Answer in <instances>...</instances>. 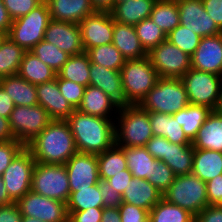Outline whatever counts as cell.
I'll return each instance as SVG.
<instances>
[{"mask_svg":"<svg viewBox=\"0 0 222 222\" xmlns=\"http://www.w3.org/2000/svg\"><path fill=\"white\" fill-rule=\"evenodd\" d=\"M148 112L173 115L189 105L187 93L180 78L159 77L155 86L139 104Z\"/></svg>","mask_w":222,"mask_h":222,"instance_id":"obj_4","label":"cell"},{"mask_svg":"<svg viewBox=\"0 0 222 222\" xmlns=\"http://www.w3.org/2000/svg\"><path fill=\"white\" fill-rule=\"evenodd\" d=\"M94 11L111 12L114 7V0H90Z\"/></svg>","mask_w":222,"mask_h":222,"instance_id":"obj_61","label":"cell"},{"mask_svg":"<svg viewBox=\"0 0 222 222\" xmlns=\"http://www.w3.org/2000/svg\"><path fill=\"white\" fill-rule=\"evenodd\" d=\"M126 1H128V0H114V6H115L116 4L124 3V2H126Z\"/></svg>","mask_w":222,"mask_h":222,"instance_id":"obj_66","label":"cell"},{"mask_svg":"<svg viewBox=\"0 0 222 222\" xmlns=\"http://www.w3.org/2000/svg\"><path fill=\"white\" fill-rule=\"evenodd\" d=\"M101 222H121L119 209L104 207Z\"/></svg>","mask_w":222,"mask_h":222,"instance_id":"obj_60","label":"cell"},{"mask_svg":"<svg viewBox=\"0 0 222 222\" xmlns=\"http://www.w3.org/2000/svg\"><path fill=\"white\" fill-rule=\"evenodd\" d=\"M193 148L222 152V113L212 110L192 141Z\"/></svg>","mask_w":222,"mask_h":222,"instance_id":"obj_25","label":"cell"},{"mask_svg":"<svg viewBox=\"0 0 222 222\" xmlns=\"http://www.w3.org/2000/svg\"><path fill=\"white\" fill-rule=\"evenodd\" d=\"M195 222H222V206L208 205L195 216Z\"/></svg>","mask_w":222,"mask_h":222,"instance_id":"obj_52","label":"cell"},{"mask_svg":"<svg viewBox=\"0 0 222 222\" xmlns=\"http://www.w3.org/2000/svg\"><path fill=\"white\" fill-rule=\"evenodd\" d=\"M67 205V213L83 211L92 207H104L98 183L78 191H71Z\"/></svg>","mask_w":222,"mask_h":222,"instance_id":"obj_39","label":"cell"},{"mask_svg":"<svg viewBox=\"0 0 222 222\" xmlns=\"http://www.w3.org/2000/svg\"><path fill=\"white\" fill-rule=\"evenodd\" d=\"M60 93L66 98V100L71 104V106L77 110L81 104L85 86L80 85L76 82L62 79L56 76Z\"/></svg>","mask_w":222,"mask_h":222,"instance_id":"obj_45","label":"cell"},{"mask_svg":"<svg viewBox=\"0 0 222 222\" xmlns=\"http://www.w3.org/2000/svg\"><path fill=\"white\" fill-rule=\"evenodd\" d=\"M15 137L10 129L9 119L0 116V142L14 140Z\"/></svg>","mask_w":222,"mask_h":222,"instance_id":"obj_58","label":"cell"},{"mask_svg":"<svg viewBox=\"0 0 222 222\" xmlns=\"http://www.w3.org/2000/svg\"><path fill=\"white\" fill-rule=\"evenodd\" d=\"M66 121L78 152L98 155L116 144L115 119L75 110Z\"/></svg>","mask_w":222,"mask_h":222,"instance_id":"obj_1","label":"cell"},{"mask_svg":"<svg viewBox=\"0 0 222 222\" xmlns=\"http://www.w3.org/2000/svg\"><path fill=\"white\" fill-rule=\"evenodd\" d=\"M144 147L155 159L162 161L166 150V138L153 136Z\"/></svg>","mask_w":222,"mask_h":222,"instance_id":"obj_53","label":"cell"},{"mask_svg":"<svg viewBox=\"0 0 222 222\" xmlns=\"http://www.w3.org/2000/svg\"><path fill=\"white\" fill-rule=\"evenodd\" d=\"M192 174L205 183L222 174V152L194 148Z\"/></svg>","mask_w":222,"mask_h":222,"instance_id":"obj_30","label":"cell"},{"mask_svg":"<svg viewBox=\"0 0 222 222\" xmlns=\"http://www.w3.org/2000/svg\"><path fill=\"white\" fill-rule=\"evenodd\" d=\"M84 51L112 43L113 18L110 12L95 11L78 23Z\"/></svg>","mask_w":222,"mask_h":222,"instance_id":"obj_14","label":"cell"},{"mask_svg":"<svg viewBox=\"0 0 222 222\" xmlns=\"http://www.w3.org/2000/svg\"><path fill=\"white\" fill-rule=\"evenodd\" d=\"M180 79L184 84L189 104L203 105L216 110L222 76L191 68Z\"/></svg>","mask_w":222,"mask_h":222,"instance_id":"obj_9","label":"cell"},{"mask_svg":"<svg viewBox=\"0 0 222 222\" xmlns=\"http://www.w3.org/2000/svg\"><path fill=\"white\" fill-rule=\"evenodd\" d=\"M38 104L49 114L52 120H67L75 111L60 93L57 79L36 85Z\"/></svg>","mask_w":222,"mask_h":222,"instance_id":"obj_19","label":"cell"},{"mask_svg":"<svg viewBox=\"0 0 222 222\" xmlns=\"http://www.w3.org/2000/svg\"><path fill=\"white\" fill-rule=\"evenodd\" d=\"M86 53L92 64H99L115 71H120L126 61L112 43L90 48Z\"/></svg>","mask_w":222,"mask_h":222,"instance_id":"obj_40","label":"cell"},{"mask_svg":"<svg viewBox=\"0 0 222 222\" xmlns=\"http://www.w3.org/2000/svg\"><path fill=\"white\" fill-rule=\"evenodd\" d=\"M204 9L222 31V0H202Z\"/></svg>","mask_w":222,"mask_h":222,"instance_id":"obj_54","label":"cell"},{"mask_svg":"<svg viewBox=\"0 0 222 222\" xmlns=\"http://www.w3.org/2000/svg\"><path fill=\"white\" fill-rule=\"evenodd\" d=\"M31 191L67 203L71 191L65 165L36 162L32 172Z\"/></svg>","mask_w":222,"mask_h":222,"instance_id":"obj_8","label":"cell"},{"mask_svg":"<svg viewBox=\"0 0 222 222\" xmlns=\"http://www.w3.org/2000/svg\"><path fill=\"white\" fill-rule=\"evenodd\" d=\"M119 105L98 87H85L81 104L77 110L81 113L115 119Z\"/></svg>","mask_w":222,"mask_h":222,"instance_id":"obj_21","label":"cell"},{"mask_svg":"<svg viewBox=\"0 0 222 222\" xmlns=\"http://www.w3.org/2000/svg\"><path fill=\"white\" fill-rule=\"evenodd\" d=\"M0 222H22V215L16 202L0 206Z\"/></svg>","mask_w":222,"mask_h":222,"instance_id":"obj_55","label":"cell"},{"mask_svg":"<svg viewBox=\"0 0 222 222\" xmlns=\"http://www.w3.org/2000/svg\"><path fill=\"white\" fill-rule=\"evenodd\" d=\"M211 111L212 109L207 106L189 104L173 116L181 125L187 138L192 142Z\"/></svg>","mask_w":222,"mask_h":222,"instance_id":"obj_32","label":"cell"},{"mask_svg":"<svg viewBox=\"0 0 222 222\" xmlns=\"http://www.w3.org/2000/svg\"><path fill=\"white\" fill-rule=\"evenodd\" d=\"M122 202L150 211L163 194L148 180L132 177L122 196Z\"/></svg>","mask_w":222,"mask_h":222,"instance_id":"obj_22","label":"cell"},{"mask_svg":"<svg viewBox=\"0 0 222 222\" xmlns=\"http://www.w3.org/2000/svg\"><path fill=\"white\" fill-rule=\"evenodd\" d=\"M90 65V58L86 52L71 55L68 61L57 72V76L87 87L90 81Z\"/></svg>","mask_w":222,"mask_h":222,"instance_id":"obj_34","label":"cell"},{"mask_svg":"<svg viewBox=\"0 0 222 222\" xmlns=\"http://www.w3.org/2000/svg\"><path fill=\"white\" fill-rule=\"evenodd\" d=\"M0 86L11 97L15 106L38 105L36 85L26 81L19 74L1 78Z\"/></svg>","mask_w":222,"mask_h":222,"instance_id":"obj_27","label":"cell"},{"mask_svg":"<svg viewBox=\"0 0 222 222\" xmlns=\"http://www.w3.org/2000/svg\"><path fill=\"white\" fill-rule=\"evenodd\" d=\"M149 222H195V216L162 198L149 211Z\"/></svg>","mask_w":222,"mask_h":222,"instance_id":"obj_37","label":"cell"},{"mask_svg":"<svg viewBox=\"0 0 222 222\" xmlns=\"http://www.w3.org/2000/svg\"><path fill=\"white\" fill-rule=\"evenodd\" d=\"M44 0H2L12 20L27 15Z\"/></svg>","mask_w":222,"mask_h":222,"instance_id":"obj_46","label":"cell"},{"mask_svg":"<svg viewBox=\"0 0 222 222\" xmlns=\"http://www.w3.org/2000/svg\"><path fill=\"white\" fill-rule=\"evenodd\" d=\"M70 191H78L100 180L97 155L77 152L65 164Z\"/></svg>","mask_w":222,"mask_h":222,"instance_id":"obj_16","label":"cell"},{"mask_svg":"<svg viewBox=\"0 0 222 222\" xmlns=\"http://www.w3.org/2000/svg\"><path fill=\"white\" fill-rule=\"evenodd\" d=\"M25 50L9 37L0 46V79L18 74Z\"/></svg>","mask_w":222,"mask_h":222,"instance_id":"obj_38","label":"cell"},{"mask_svg":"<svg viewBox=\"0 0 222 222\" xmlns=\"http://www.w3.org/2000/svg\"><path fill=\"white\" fill-rule=\"evenodd\" d=\"M99 178L107 180L127 168L124 150L116 144L97 155Z\"/></svg>","mask_w":222,"mask_h":222,"instance_id":"obj_35","label":"cell"},{"mask_svg":"<svg viewBox=\"0 0 222 222\" xmlns=\"http://www.w3.org/2000/svg\"><path fill=\"white\" fill-rule=\"evenodd\" d=\"M7 37H8V33L0 30V46L6 40Z\"/></svg>","mask_w":222,"mask_h":222,"instance_id":"obj_65","label":"cell"},{"mask_svg":"<svg viewBox=\"0 0 222 222\" xmlns=\"http://www.w3.org/2000/svg\"><path fill=\"white\" fill-rule=\"evenodd\" d=\"M52 20L79 23L94 11L90 0H45Z\"/></svg>","mask_w":222,"mask_h":222,"instance_id":"obj_24","label":"cell"},{"mask_svg":"<svg viewBox=\"0 0 222 222\" xmlns=\"http://www.w3.org/2000/svg\"><path fill=\"white\" fill-rule=\"evenodd\" d=\"M134 27L142 46L147 52L167 39L166 33L151 18L142 20Z\"/></svg>","mask_w":222,"mask_h":222,"instance_id":"obj_42","label":"cell"},{"mask_svg":"<svg viewBox=\"0 0 222 222\" xmlns=\"http://www.w3.org/2000/svg\"><path fill=\"white\" fill-rule=\"evenodd\" d=\"M167 40L179 47L189 56H192L199 45L201 36L179 24L167 34Z\"/></svg>","mask_w":222,"mask_h":222,"instance_id":"obj_43","label":"cell"},{"mask_svg":"<svg viewBox=\"0 0 222 222\" xmlns=\"http://www.w3.org/2000/svg\"><path fill=\"white\" fill-rule=\"evenodd\" d=\"M132 177L133 176L131 172L128 169H125L122 171V173L114 175L113 177L108 178L106 181H108L110 186L117 190L122 196L123 192L125 191V188L128 186L129 181H131Z\"/></svg>","mask_w":222,"mask_h":222,"instance_id":"obj_56","label":"cell"},{"mask_svg":"<svg viewBox=\"0 0 222 222\" xmlns=\"http://www.w3.org/2000/svg\"><path fill=\"white\" fill-rule=\"evenodd\" d=\"M24 147L17 139L0 142V176Z\"/></svg>","mask_w":222,"mask_h":222,"instance_id":"obj_47","label":"cell"},{"mask_svg":"<svg viewBox=\"0 0 222 222\" xmlns=\"http://www.w3.org/2000/svg\"><path fill=\"white\" fill-rule=\"evenodd\" d=\"M180 24L201 37L221 34L214 20L204 9L202 0H176Z\"/></svg>","mask_w":222,"mask_h":222,"instance_id":"obj_15","label":"cell"},{"mask_svg":"<svg viewBox=\"0 0 222 222\" xmlns=\"http://www.w3.org/2000/svg\"><path fill=\"white\" fill-rule=\"evenodd\" d=\"M120 74L127 105L140 104L159 78L148 56L126 60Z\"/></svg>","mask_w":222,"mask_h":222,"instance_id":"obj_5","label":"cell"},{"mask_svg":"<svg viewBox=\"0 0 222 222\" xmlns=\"http://www.w3.org/2000/svg\"><path fill=\"white\" fill-rule=\"evenodd\" d=\"M149 118L153 136L164 137L171 143L192 144L173 115L149 112Z\"/></svg>","mask_w":222,"mask_h":222,"instance_id":"obj_29","label":"cell"},{"mask_svg":"<svg viewBox=\"0 0 222 222\" xmlns=\"http://www.w3.org/2000/svg\"><path fill=\"white\" fill-rule=\"evenodd\" d=\"M193 156L192 144H176L166 139V150L162 161L171 168L175 176L192 173Z\"/></svg>","mask_w":222,"mask_h":222,"instance_id":"obj_28","label":"cell"},{"mask_svg":"<svg viewBox=\"0 0 222 222\" xmlns=\"http://www.w3.org/2000/svg\"><path fill=\"white\" fill-rule=\"evenodd\" d=\"M98 187L101 192L104 207L118 208L122 204L121 195L117 190L110 186L108 181L100 179Z\"/></svg>","mask_w":222,"mask_h":222,"instance_id":"obj_49","label":"cell"},{"mask_svg":"<svg viewBox=\"0 0 222 222\" xmlns=\"http://www.w3.org/2000/svg\"><path fill=\"white\" fill-rule=\"evenodd\" d=\"M118 209L121 222H149V211L143 208L122 202Z\"/></svg>","mask_w":222,"mask_h":222,"instance_id":"obj_48","label":"cell"},{"mask_svg":"<svg viewBox=\"0 0 222 222\" xmlns=\"http://www.w3.org/2000/svg\"><path fill=\"white\" fill-rule=\"evenodd\" d=\"M22 222H44V221H41L38 218H34V217L22 216Z\"/></svg>","mask_w":222,"mask_h":222,"instance_id":"obj_64","label":"cell"},{"mask_svg":"<svg viewBox=\"0 0 222 222\" xmlns=\"http://www.w3.org/2000/svg\"><path fill=\"white\" fill-rule=\"evenodd\" d=\"M150 18L165 33L169 34L180 24L176 0H156Z\"/></svg>","mask_w":222,"mask_h":222,"instance_id":"obj_36","label":"cell"},{"mask_svg":"<svg viewBox=\"0 0 222 222\" xmlns=\"http://www.w3.org/2000/svg\"><path fill=\"white\" fill-rule=\"evenodd\" d=\"M15 108V104L11 97L0 86V116L8 118Z\"/></svg>","mask_w":222,"mask_h":222,"instance_id":"obj_57","label":"cell"},{"mask_svg":"<svg viewBox=\"0 0 222 222\" xmlns=\"http://www.w3.org/2000/svg\"><path fill=\"white\" fill-rule=\"evenodd\" d=\"M191 68L222 76V33L201 37L191 56Z\"/></svg>","mask_w":222,"mask_h":222,"instance_id":"obj_18","label":"cell"},{"mask_svg":"<svg viewBox=\"0 0 222 222\" xmlns=\"http://www.w3.org/2000/svg\"><path fill=\"white\" fill-rule=\"evenodd\" d=\"M44 40L69 55L85 52L81 41L80 27L77 23L51 19L45 30Z\"/></svg>","mask_w":222,"mask_h":222,"instance_id":"obj_17","label":"cell"},{"mask_svg":"<svg viewBox=\"0 0 222 222\" xmlns=\"http://www.w3.org/2000/svg\"><path fill=\"white\" fill-rule=\"evenodd\" d=\"M26 147L42 164L65 165L78 152L66 120H52Z\"/></svg>","mask_w":222,"mask_h":222,"instance_id":"obj_2","label":"cell"},{"mask_svg":"<svg viewBox=\"0 0 222 222\" xmlns=\"http://www.w3.org/2000/svg\"><path fill=\"white\" fill-rule=\"evenodd\" d=\"M116 145L145 146L153 137L149 112L138 105L120 106L115 118Z\"/></svg>","mask_w":222,"mask_h":222,"instance_id":"obj_3","label":"cell"},{"mask_svg":"<svg viewBox=\"0 0 222 222\" xmlns=\"http://www.w3.org/2000/svg\"><path fill=\"white\" fill-rule=\"evenodd\" d=\"M148 58L161 78H181L191 69V56L167 39L153 47Z\"/></svg>","mask_w":222,"mask_h":222,"instance_id":"obj_11","label":"cell"},{"mask_svg":"<svg viewBox=\"0 0 222 222\" xmlns=\"http://www.w3.org/2000/svg\"><path fill=\"white\" fill-rule=\"evenodd\" d=\"M30 51L56 72L63 67L71 56L45 40L40 41Z\"/></svg>","mask_w":222,"mask_h":222,"instance_id":"obj_41","label":"cell"},{"mask_svg":"<svg viewBox=\"0 0 222 222\" xmlns=\"http://www.w3.org/2000/svg\"><path fill=\"white\" fill-rule=\"evenodd\" d=\"M175 174L171 168L161 160L153 162L152 176L147 180L164 194L175 179Z\"/></svg>","mask_w":222,"mask_h":222,"instance_id":"obj_44","label":"cell"},{"mask_svg":"<svg viewBox=\"0 0 222 222\" xmlns=\"http://www.w3.org/2000/svg\"><path fill=\"white\" fill-rule=\"evenodd\" d=\"M52 121L41 106H15L9 117L15 139L27 146Z\"/></svg>","mask_w":222,"mask_h":222,"instance_id":"obj_10","label":"cell"},{"mask_svg":"<svg viewBox=\"0 0 222 222\" xmlns=\"http://www.w3.org/2000/svg\"><path fill=\"white\" fill-rule=\"evenodd\" d=\"M216 111L222 113V84H221V91H220L219 101L216 107Z\"/></svg>","mask_w":222,"mask_h":222,"instance_id":"obj_63","label":"cell"},{"mask_svg":"<svg viewBox=\"0 0 222 222\" xmlns=\"http://www.w3.org/2000/svg\"><path fill=\"white\" fill-rule=\"evenodd\" d=\"M16 204L22 216L38 218L44 222H68L65 202L29 191Z\"/></svg>","mask_w":222,"mask_h":222,"instance_id":"obj_13","label":"cell"},{"mask_svg":"<svg viewBox=\"0 0 222 222\" xmlns=\"http://www.w3.org/2000/svg\"><path fill=\"white\" fill-rule=\"evenodd\" d=\"M12 203H14V201L10 198L6 187L4 186L3 178L0 176V206L9 205Z\"/></svg>","mask_w":222,"mask_h":222,"instance_id":"obj_62","label":"cell"},{"mask_svg":"<svg viewBox=\"0 0 222 222\" xmlns=\"http://www.w3.org/2000/svg\"><path fill=\"white\" fill-rule=\"evenodd\" d=\"M89 85L98 87L113 99L119 106H126L127 100L123 91L120 71H115L99 64L90 65Z\"/></svg>","mask_w":222,"mask_h":222,"instance_id":"obj_20","label":"cell"},{"mask_svg":"<svg viewBox=\"0 0 222 222\" xmlns=\"http://www.w3.org/2000/svg\"><path fill=\"white\" fill-rule=\"evenodd\" d=\"M18 74L33 85L52 81L57 76L56 71L43 63L31 51H25Z\"/></svg>","mask_w":222,"mask_h":222,"instance_id":"obj_31","label":"cell"},{"mask_svg":"<svg viewBox=\"0 0 222 222\" xmlns=\"http://www.w3.org/2000/svg\"><path fill=\"white\" fill-rule=\"evenodd\" d=\"M156 0H128L116 4L110 12L114 21L135 26L150 18Z\"/></svg>","mask_w":222,"mask_h":222,"instance_id":"obj_26","label":"cell"},{"mask_svg":"<svg viewBox=\"0 0 222 222\" xmlns=\"http://www.w3.org/2000/svg\"><path fill=\"white\" fill-rule=\"evenodd\" d=\"M112 44L126 60L141 59L148 56V52L142 46L136 29L132 25L118 23L113 20Z\"/></svg>","mask_w":222,"mask_h":222,"instance_id":"obj_23","label":"cell"},{"mask_svg":"<svg viewBox=\"0 0 222 222\" xmlns=\"http://www.w3.org/2000/svg\"><path fill=\"white\" fill-rule=\"evenodd\" d=\"M163 198L194 216L209 205L206 183L192 173L176 176Z\"/></svg>","mask_w":222,"mask_h":222,"instance_id":"obj_7","label":"cell"},{"mask_svg":"<svg viewBox=\"0 0 222 222\" xmlns=\"http://www.w3.org/2000/svg\"><path fill=\"white\" fill-rule=\"evenodd\" d=\"M12 21L13 20L10 18L2 0H0V30L8 33L12 25Z\"/></svg>","mask_w":222,"mask_h":222,"instance_id":"obj_59","label":"cell"},{"mask_svg":"<svg viewBox=\"0 0 222 222\" xmlns=\"http://www.w3.org/2000/svg\"><path fill=\"white\" fill-rule=\"evenodd\" d=\"M127 162V168L134 178L148 179L152 176L153 162L156 160L144 146L121 147Z\"/></svg>","mask_w":222,"mask_h":222,"instance_id":"obj_33","label":"cell"},{"mask_svg":"<svg viewBox=\"0 0 222 222\" xmlns=\"http://www.w3.org/2000/svg\"><path fill=\"white\" fill-rule=\"evenodd\" d=\"M35 163L31 151L25 146L3 172L4 186L14 202L31 191L32 172Z\"/></svg>","mask_w":222,"mask_h":222,"instance_id":"obj_12","label":"cell"},{"mask_svg":"<svg viewBox=\"0 0 222 222\" xmlns=\"http://www.w3.org/2000/svg\"><path fill=\"white\" fill-rule=\"evenodd\" d=\"M50 20L49 7L44 0L27 15L12 21L8 37L25 51H30L44 40L45 30Z\"/></svg>","mask_w":222,"mask_h":222,"instance_id":"obj_6","label":"cell"},{"mask_svg":"<svg viewBox=\"0 0 222 222\" xmlns=\"http://www.w3.org/2000/svg\"><path fill=\"white\" fill-rule=\"evenodd\" d=\"M104 207H92L83 211H71L68 222H101Z\"/></svg>","mask_w":222,"mask_h":222,"instance_id":"obj_50","label":"cell"},{"mask_svg":"<svg viewBox=\"0 0 222 222\" xmlns=\"http://www.w3.org/2000/svg\"><path fill=\"white\" fill-rule=\"evenodd\" d=\"M206 192L209 205L222 206V174L206 182Z\"/></svg>","mask_w":222,"mask_h":222,"instance_id":"obj_51","label":"cell"}]
</instances>
